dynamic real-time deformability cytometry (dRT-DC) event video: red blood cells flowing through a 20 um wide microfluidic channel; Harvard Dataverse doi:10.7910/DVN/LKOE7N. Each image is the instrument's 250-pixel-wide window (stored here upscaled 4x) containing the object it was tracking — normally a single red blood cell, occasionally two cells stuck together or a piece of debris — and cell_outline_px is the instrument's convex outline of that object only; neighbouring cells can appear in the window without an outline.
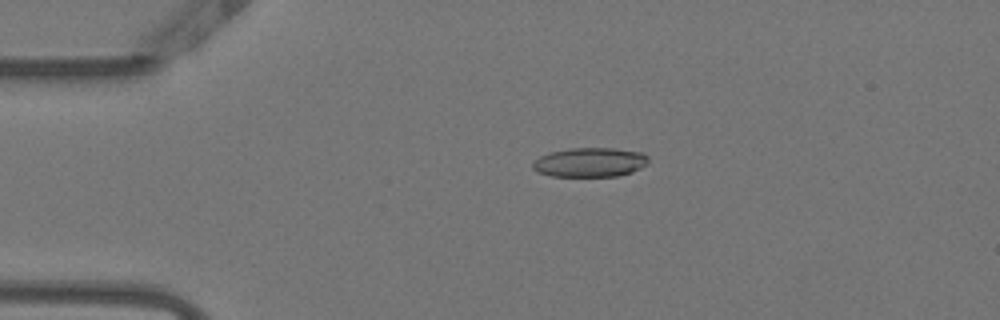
{"species": "Egyptian fruit bat (a non-hibernating species)", "species_latin": "Rousettus aegyptiacus", "temperature_condition": "warm", "stored_images_in_passage": 37, "camera_frame_rate_fps": 3000, "um_per_image_px": 0.085, "animal": {"sex": "female"}, "frame": {"image": 1, "passage_image": 12, "time_ms": 3.667, "image_size_px": [1000, 320], "cell_outline_px": [[648, 164], [632, 172], [616, 176], [552, 176], [540, 172], [532, 168], [532, 164], [540, 156], [548, 152], [568, 148], [612, 148], [644, 152], [648, 156]], "centroid_in_image_um": [50.17, 13.78], "position_along_channel_um": 34.8, "area_um2": 19.83}}
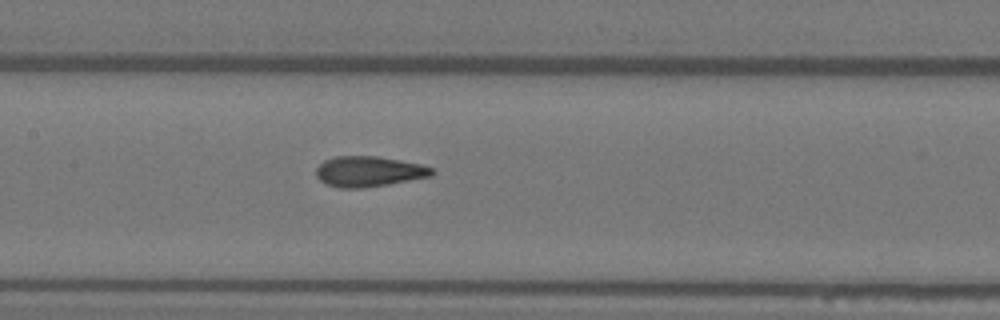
{"frame": {"image": 2, "passage_image": 26, "time_ms": 8.333, "image_size_px": [1000, 320], "cell_outline_px": [[436, 172], [432, 176], [388, 184], [360, 188], [340, 188], [328, 184], [320, 180], [316, 176], [316, 168], [324, 160], [336, 156], [376, 156], [400, 160], [420, 164], [432, 168]], "centroid_in_image_um": [31.35, 14.57], "position_along_channel_um": 176.0, "area_um2": 20.46}}
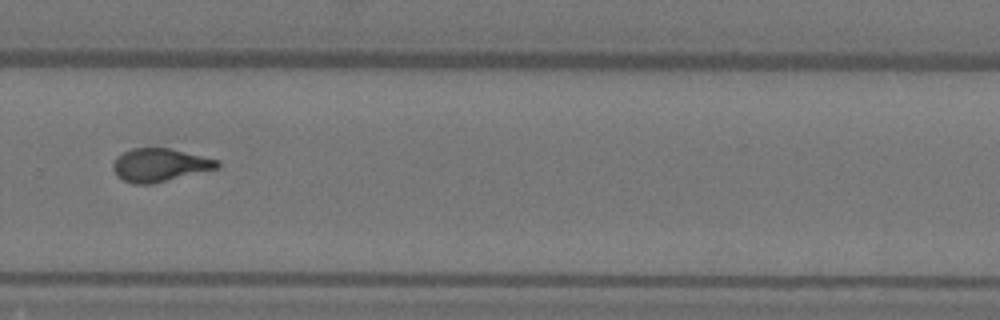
{"frame": {"image": 3, "passage_image": 37, "time_ms": 12.0, "image_size_px": [1000, 320], "cell_outline_px": [[220, 168], [152, 184], [132, 184], [116, 176], [112, 168], [112, 164], [116, 156], [132, 148], [168, 148], [220, 160]], "centroid_in_image_um": [13.57, 14.03], "position_along_channel_um": 316.2, "area_um2": 20.29}}